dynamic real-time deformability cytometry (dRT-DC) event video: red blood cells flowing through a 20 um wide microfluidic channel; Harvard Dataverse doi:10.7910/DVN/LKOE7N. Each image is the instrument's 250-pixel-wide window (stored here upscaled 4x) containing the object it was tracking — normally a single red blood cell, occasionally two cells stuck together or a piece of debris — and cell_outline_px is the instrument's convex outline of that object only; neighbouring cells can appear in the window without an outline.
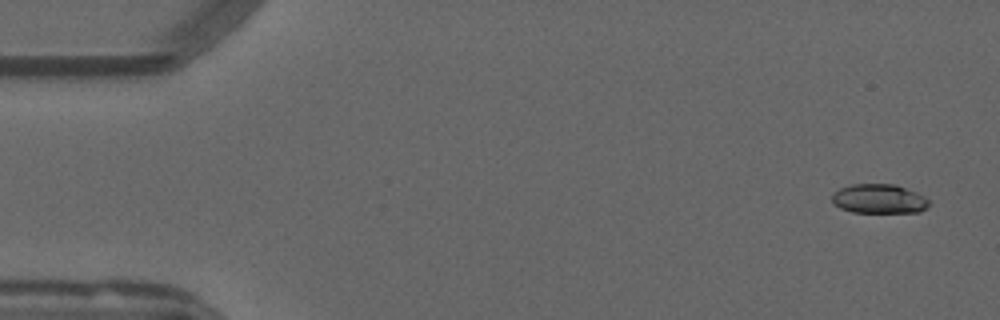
{"species": "common noctule bat (a hibernating species)", "species_latin": "Nyctalus noctula", "temperature_condition": "warm", "stored_images_in_passage": 13, "camera_frame_rate_fps": 3000, "um_per_image_px": 0.085, "animal": {"sex": "male", "forearm_length_mm": 52.5}, "frame": {"image": 1, "passage_image": 3, "time_ms": 0.667, "image_size_px": [1000, 320], "cell_outline_px": [[928, 204], [920, 212], [852, 212], [840, 208], [832, 200], [832, 192], [840, 188], [852, 184], [896, 184], [916, 192], [924, 196], [928, 200]], "centroid_in_image_um": [74.69, 16.89], "position_along_channel_um": 10.3, "area_um2": 16.47}}